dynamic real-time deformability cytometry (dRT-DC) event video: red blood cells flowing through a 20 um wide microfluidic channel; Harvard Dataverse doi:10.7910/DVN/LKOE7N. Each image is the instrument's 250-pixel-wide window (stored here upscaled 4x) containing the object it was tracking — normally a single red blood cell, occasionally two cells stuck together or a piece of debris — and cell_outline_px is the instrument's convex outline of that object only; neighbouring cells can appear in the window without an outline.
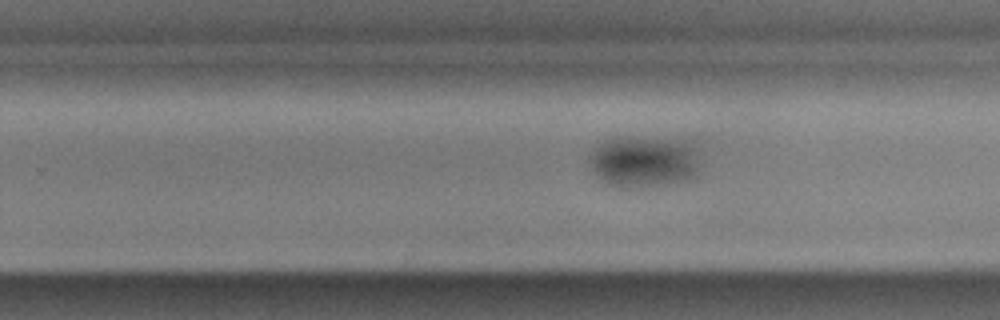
{"species": "common noctule bat (a hibernating species)", "species_latin": "Nyctalus noctula", "temperature_condition": "cold", "stored_images_in_passage": 31, "camera_frame_rate_fps": 3000, "um_per_image_px": 0.085, "animal": {"sex": "male", "body_mass_g": 17.9, "forearm_length_mm": 54.2}, "frame": {"image": 1, "passage_image": 22, "time_ms": 7.0, "image_size_px": [1000, 320], "cell_outline_px": [[696, 168], [692, 176], [684, 180], [628, 188], [620, 188], [608, 184], [592, 168], [588, 160], [588, 156], [604, 140], [612, 136], [636, 136], [668, 140], [680, 144], [688, 148]], "centroid_in_image_um": [54.49, 13.73], "position_along_channel_um": 275.3, "area_um2": 31.33}}